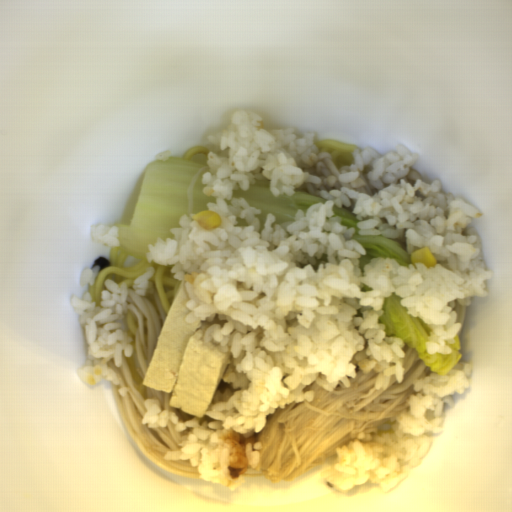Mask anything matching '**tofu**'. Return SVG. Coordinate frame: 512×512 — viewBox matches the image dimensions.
Here are the masks:
<instances>
[{
    "mask_svg": "<svg viewBox=\"0 0 512 512\" xmlns=\"http://www.w3.org/2000/svg\"><path fill=\"white\" fill-rule=\"evenodd\" d=\"M188 300L183 280L164 318L143 386L168 394L169 407L205 419L232 353L205 341L207 320H186Z\"/></svg>",
    "mask_w": 512,
    "mask_h": 512,
    "instance_id": "tofu-1",
    "label": "tofu"
}]
</instances>
